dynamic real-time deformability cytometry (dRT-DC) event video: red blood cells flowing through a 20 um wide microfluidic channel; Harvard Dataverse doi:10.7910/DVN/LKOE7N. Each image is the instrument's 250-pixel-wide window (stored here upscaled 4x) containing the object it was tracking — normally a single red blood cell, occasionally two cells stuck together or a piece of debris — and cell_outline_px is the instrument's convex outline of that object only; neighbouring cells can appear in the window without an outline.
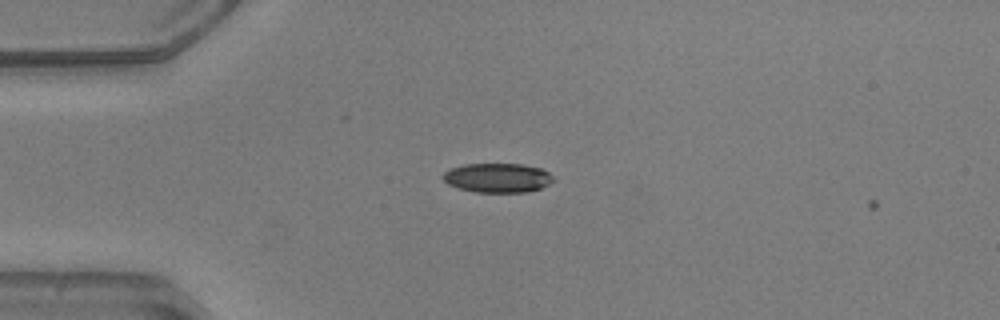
{"species": "common noctule bat (a hibernating species)", "species_latin": "Nyctalus noctula", "temperature_condition": "warm", "stored_images_in_passage": 4, "camera_frame_rate_fps": 3000, "um_per_image_px": 0.085, "animal": {"sex": "male", "body_mass_g": 20.5, "forearm_length_mm": 52.5}, "frame": {"image": 1, "passage_image": 3, "time_ms": 0.667, "image_size_px": [1000, 320], "cell_outline_px": [[556, 180], [540, 188], [528, 192], [476, 192], [456, 188], [448, 184], [440, 176], [448, 168], [464, 164], [520, 164], [540, 168], [548, 172]], "centroid_in_image_um": [42.25, 15.11], "position_along_channel_um": 42.8, "area_um2": 19.02}}